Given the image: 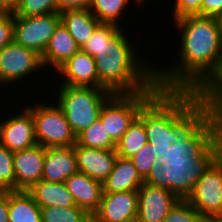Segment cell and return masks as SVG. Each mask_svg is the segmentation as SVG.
<instances>
[{
  "mask_svg": "<svg viewBox=\"0 0 222 222\" xmlns=\"http://www.w3.org/2000/svg\"><path fill=\"white\" fill-rule=\"evenodd\" d=\"M222 154V119L206 113L153 165L144 183L187 199L195 184Z\"/></svg>",
  "mask_w": 222,
  "mask_h": 222,
  "instance_id": "1",
  "label": "cell"
},
{
  "mask_svg": "<svg viewBox=\"0 0 222 222\" xmlns=\"http://www.w3.org/2000/svg\"><path fill=\"white\" fill-rule=\"evenodd\" d=\"M174 21L181 32L180 57L170 69H156V84L161 89L198 91L222 61L221 19L187 15Z\"/></svg>",
  "mask_w": 222,
  "mask_h": 222,
  "instance_id": "2",
  "label": "cell"
},
{
  "mask_svg": "<svg viewBox=\"0 0 222 222\" xmlns=\"http://www.w3.org/2000/svg\"><path fill=\"white\" fill-rule=\"evenodd\" d=\"M197 91L159 88L141 107L148 143L156 154L164 153L206 114Z\"/></svg>",
  "mask_w": 222,
  "mask_h": 222,
  "instance_id": "3",
  "label": "cell"
},
{
  "mask_svg": "<svg viewBox=\"0 0 222 222\" xmlns=\"http://www.w3.org/2000/svg\"><path fill=\"white\" fill-rule=\"evenodd\" d=\"M122 30L119 29L103 44L94 57L100 88H106L113 94L158 90L156 66L153 68L144 59L137 58V48Z\"/></svg>",
  "mask_w": 222,
  "mask_h": 222,
  "instance_id": "4",
  "label": "cell"
},
{
  "mask_svg": "<svg viewBox=\"0 0 222 222\" xmlns=\"http://www.w3.org/2000/svg\"><path fill=\"white\" fill-rule=\"evenodd\" d=\"M58 88L56 105L76 136L99 118L102 106L113 95L100 87L61 85Z\"/></svg>",
  "mask_w": 222,
  "mask_h": 222,
  "instance_id": "5",
  "label": "cell"
},
{
  "mask_svg": "<svg viewBox=\"0 0 222 222\" xmlns=\"http://www.w3.org/2000/svg\"><path fill=\"white\" fill-rule=\"evenodd\" d=\"M45 104L26 106L32 113L37 144L43 147H64L76 144V135L71 130L65 114L56 105Z\"/></svg>",
  "mask_w": 222,
  "mask_h": 222,
  "instance_id": "6",
  "label": "cell"
},
{
  "mask_svg": "<svg viewBox=\"0 0 222 222\" xmlns=\"http://www.w3.org/2000/svg\"><path fill=\"white\" fill-rule=\"evenodd\" d=\"M157 90L135 94H113L102 106L99 118L111 139L117 144L129 126L138 117L140 107Z\"/></svg>",
  "mask_w": 222,
  "mask_h": 222,
  "instance_id": "7",
  "label": "cell"
},
{
  "mask_svg": "<svg viewBox=\"0 0 222 222\" xmlns=\"http://www.w3.org/2000/svg\"><path fill=\"white\" fill-rule=\"evenodd\" d=\"M14 41L43 55L48 42L61 22L60 12L36 16H18L13 13Z\"/></svg>",
  "mask_w": 222,
  "mask_h": 222,
  "instance_id": "8",
  "label": "cell"
},
{
  "mask_svg": "<svg viewBox=\"0 0 222 222\" xmlns=\"http://www.w3.org/2000/svg\"><path fill=\"white\" fill-rule=\"evenodd\" d=\"M186 200L202 217L222 216V154L204 172Z\"/></svg>",
  "mask_w": 222,
  "mask_h": 222,
  "instance_id": "9",
  "label": "cell"
},
{
  "mask_svg": "<svg viewBox=\"0 0 222 222\" xmlns=\"http://www.w3.org/2000/svg\"><path fill=\"white\" fill-rule=\"evenodd\" d=\"M40 68L43 65L39 54L12 41L0 49V88L25 79Z\"/></svg>",
  "mask_w": 222,
  "mask_h": 222,
  "instance_id": "10",
  "label": "cell"
},
{
  "mask_svg": "<svg viewBox=\"0 0 222 222\" xmlns=\"http://www.w3.org/2000/svg\"><path fill=\"white\" fill-rule=\"evenodd\" d=\"M0 144L11 152L37 144L33 115L26 107L22 113L0 121Z\"/></svg>",
  "mask_w": 222,
  "mask_h": 222,
  "instance_id": "11",
  "label": "cell"
},
{
  "mask_svg": "<svg viewBox=\"0 0 222 222\" xmlns=\"http://www.w3.org/2000/svg\"><path fill=\"white\" fill-rule=\"evenodd\" d=\"M138 192L137 217L140 222H163L179 198L168 189L143 183Z\"/></svg>",
  "mask_w": 222,
  "mask_h": 222,
  "instance_id": "12",
  "label": "cell"
},
{
  "mask_svg": "<svg viewBox=\"0 0 222 222\" xmlns=\"http://www.w3.org/2000/svg\"><path fill=\"white\" fill-rule=\"evenodd\" d=\"M46 147L35 146L13 152L15 191H28L42 180Z\"/></svg>",
  "mask_w": 222,
  "mask_h": 222,
  "instance_id": "13",
  "label": "cell"
},
{
  "mask_svg": "<svg viewBox=\"0 0 222 222\" xmlns=\"http://www.w3.org/2000/svg\"><path fill=\"white\" fill-rule=\"evenodd\" d=\"M138 192L103 193L92 222H123L137 217Z\"/></svg>",
  "mask_w": 222,
  "mask_h": 222,
  "instance_id": "14",
  "label": "cell"
},
{
  "mask_svg": "<svg viewBox=\"0 0 222 222\" xmlns=\"http://www.w3.org/2000/svg\"><path fill=\"white\" fill-rule=\"evenodd\" d=\"M69 86L100 87L94 57L81 49L55 71Z\"/></svg>",
  "mask_w": 222,
  "mask_h": 222,
  "instance_id": "15",
  "label": "cell"
},
{
  "mask_svg": "<svg viewBox=\"0 0 222 222\" xmlns=\"http://www.w3.org/2000/svg\"><path fill=\"white\" fill-rule=\"evenodd\" d=\"M79 172L103 183L112 172L117 158L116 150L96 149L74 145Z\"/></svg>",
  "mask_w": 222,
  "mask_h": 222,
  "instance_id": "16",
  "label": "cell"
},
{
  "mask_svg": "<svg viewBox=\"0 0 222 222\" xmlns=\"http://www.w3.org/2000/svg\"><path fill=\"white\" fill-rule=\"evenodd\" d=\"M74 146L46 148L42 180L52 183L65 180L78 173Z\"/></svg>",
  "mask_w": 222,
  "mask_h": 222,
  "instance_id": "17",
  "label": "cell"
},
{
  "mask_svg": "<svg viewBox=\"0 0 222 222\" xmlns=\"http://www.w3.org/2000/svg\"><path fill=\"white\" fill-rule=\"evenodd\" d=\"M68 191L72 194L76 206L92 216L101 203L103 183L78 172L65 180Z\"/></svg>",
  "mask_w": 222,
  "mask_h": 222,
  "instance_id": "18",
  "label": "cell"
},
{
  "mask_svg": "<svg viewBox=\"0 0 222 222\" xmlns=\"http://www.w3.org/2000/svg\"><path fill=\"white\" fill-rule=\"evenodd\" d=\"M80 49L66 26L60 22L41 56L42 65L44 68L47 65V68L54 67L55 72Z\"/></svg>",
  "mask_w": 222,
  "mask_h": 222,
  "instance_id": "19",
  "label": "cell"
},
{
  "mask_svg": "<svg viewBox=\"0 0 222 222\" xmlns=\"http://www.w3.org/2000/svg\"><path fill=\"white\" fill-rule=\"evenodd\" d=\"M144 179L130 159L117 156L112 172L103 182V193L138 191Z\"/></svg>",
  "mask_w": 222,
  "mask_h": 222,
  "instance_id": "20",
  "label": "cell"
},
{
  "mask_svg": "<svg viewBox=\"0 0 222 222\" xmlns=\"http://www.w3.org/2000/svg\"><path fill=\"white\" fill-rule=\"evenodd\" d=\"M60 16L61 22L80 48L101 24L89 8L64 10L60 12Z\"/></svg>",
  "mask_w": 222,
  "mask_h": 222,
  "instance_id": "21",
  "label": "cell"
},
{
  "mask_svg": "<svg viewBox=\"0 0 222 222\" xmlns=\"http://www.w3.org/2000/svg\"><path fill=\"white\" fill-rule=\"evenodd\" d=\"M36 204L42 207H75L76 203L65 182L52 183L40 180L27 191Z\"/></svg>",
  "mask_w": 222,
  "mask_h": 222,
  "instance_id": "22",
  "label": "cell"
},
{
  "mask_svg": "<svg viewBox=\"0 0 222 222\" xmlns=\"http://www.w3.org/2000/svg\"><path fill=\"white\" fill-rule=\"evenodd\" d=\"M9 222H42L41 208L27 191H8Z\"/></svg>",
  "mask_w": 222,
  "mask_h": 222,
  "instance_id": "23",
  "label": "cell"
},
{
  "mask_svg": "<svg viewBox=\"0 0 222 222\" xmlns=\"http://www.w3.org/2000/svg\"><path fill=\"white\" fill-rule=\"evenodd\" d=\"M197 94L206 112L222 119V61Z\"/></svg>",
  "mask_w": 222,
  "mask_h": 222,
  "instance_id": "24",
  "label": "cell"
},
{
  "mask_svg": "<svg viewBox=\"0 0 222 222\" xmlns=\"http://www.w3.org/2000/svg\"><path fill=\"white\" fill-rule=\"evenodd\" d=\"M148 143L144 123L137 117L117 143L116 152L119 157L132 158Z\"/></svg>",
  "mask_w": 222,
  "mask_h": 222,
  "instance_id": "25",
  "label": "cell"
},
{
  "mask_svg": "<svg viewBox=\"0 0 222 222\" xmlns=\"http://www.w3.org/2000/svg\"><path fill=\"white\" fill-rule=\"evenodd\" d=\"M76 143L79 146L108 150H116L117 146L107 133L100 118L76 136Z\"/></svg>",
  "mask_w": 222,
  "mask_h": 222,
  "instance_id": "26",
  "label": "cell"
},
{
  "mask_svg": "<svg viewBox=\"0 0 222 222\" xmlns=\"http://www.w3.org/2000/svg\"><path fill=\"white\" fill-rule=\"evenodd\" d=\"M130 0H90L89 9L101 22L119 25L120 14L126 12ZM128 4V5H127Z\"/></svg>",
  "mask_w": 222,
  "mask_h": 222,
  "instance_id": "27",
  "label": "cell"
},
{
  "mask_svg": "<svg viewBox=\"0 0 222 222\" xmlns=\"http://www.w3.org/2000/svg\"><path fill=\"white\" fill-rule=\"evenodd\" d=\"M42 222H92L85 210L75 207H42Z\"/></svg>",
  "mask_w": 222,
  "mask_h": 222,
  "instance_id": "28",
  "label": "cell"
},
{
  "mask_svg": "<svg viewBox=\"0 0 222 222\" xmlns=\"http://www.w3.org/2000/svg\"><path fill=\"white\" fill-rule=\"evenodd\" d=\"M119 26L121 25L101 23L91 35V38L87 40L85 45L81 48V50L85 53H88L90 56L95 57L102 45L107 43V41L119 29H121Z\"/></svg>",
  "mask_w": 222,
  "mask_h": 222,
  "instance_id": "29",
  "label": "cell"
},
{
  "mask_svg": "<svg viewBox=\"0 0 222 222\" xmlns=\"http://www.w3.org/2000/svg\"><path fill=\"white\" fill-rule=\"evenodd\" d=\"M15 191L13 152L0 144V191Z\"/></svg>",
  "mask_w": 222,
  "mask_h": 222,
  "instance_id": "30",
  "label": "cell"
},
{
  "mask_svg": "<svg viewBox=\"0 0 222 222\" xmlns=\"http://www.w3.org/2000/svg\"><path fill=\"white\" fill-rule=\"evenodd\" d=\"M47 13H57L56 0H19L15 15L36 16Z\"/></svg>",
  "mask_w": 222,
  "mask_h": 222,
  "instance_id": "31",
  "label": "cell"
},
{
  "mask_svg": "<svg viewBox=\"0 0 222 222\" xmlns=\"http://www.w3.org/2000/svg\"><path fill=\"white\" fill-rule=\"evenodd\" d=\"M202 216L186 200L179 199L163 222H200Z\"/></svg>",
  "mask_w": 222,
  "mask_h": 222,
  "instance_id": "32",
  "label": "cell"
},
{
  "mask_svg": "<svg viewBox=\"0 0 222 222\" xmlns=\"http://www.w3.org/2000/svg\"><path fill=\"white\" fill-rule=\"evenodd\" d=\"M156 154L150 143H146L130 160L137 169L139 175L145 179L150 173L151 168L157 162Z\"/></svg>",
  "mask_w": 222,
  "mask_h": 222,
  "instance_id": "33",
  "label": "cell"
},
{
  "mask_svg": "<svg viewBox=\"0 0 222 222\" xmlns=\"http://www.w3.org/2000/svg\"><path fill=\"white\" fill-rule=\"evenodd\" d=\"M202 0H175L173 8V19L187 15H201Z\"/></svg>",
  "mask_w": 222,
  "mask_h": 222,
  "instance_id": "34",
  "label": "cell"
},
{
  "mask_svg": "<svg viewBox=\"0 0 222 222\" xmlns=\"http://www.w3.org/2000/svg\"><path fill=\"white\" fill-rule=\"evenodd\" d=\"M14 41L13 13H0V49Z\"/></svg>",
  "mask_w": 222,
  "mask_h": 222,
  "instance_id": "35",
  "label": "cell"
},
{
  "mask_svg": "<svg viewBox=\"0 0 222 222\" xmlns=\"http://www.w3.org/2000/svg\"><path fill=\"white\" fill-rule=\"evenodd\" d=\"M201 16L222 19V0H202Z\"/></svg>",
  "mask_w": 222,
  "mask_h": 222,
  "instance_id": "36",
  "label": "cell"
},
{
  "mask_svg": "<svg viewBox=\"0 0 222 222\" xmlns=\"http://www.w3.org/2000/svg\"><path fill=\"white\" fill-rule=\"evenodd\" d=\"M90 0H56L57 12L70 9L89 8Z\"/></svg>",
  "mask_w": 222,
  "mask_h": 222,
  "instance_id": "37",
  "label": "cell"
},
{
  "mask_svg": "<svg viewBox=\"0 0 222 222\" xmlns=\"http://www.w3.org/2000/svg\"><path fill=\"white\" fill-rule=\"evenodd\" d=\"M8 191H0V222H9Z\"/></svg>",
  "mask_w": 222,
  "mask_h": 222,
  "instance_id": "38",
  "label": "cell"
},
{
  "mask_svg": "<svg viewBox=\"0 0 222 222\" xmlns=\"http://www.w3.org/2000/svg\"><path fill=\"white\" fill-rule=\"evenodd\" d=\"M19 0H0V13H14Z\"/></svg>",
  "mask_w": 222,
  "mask_h": 222,
  "instance_id": "39",
  "label": "cell"
},
{
  "mask_svg": "<svg viewBox=\"0 0 222 222\" xmlns=\"http://www.w3.org/2000/svg\"><path fill=\"white\" fill-rule=\"evenodd\" d=\"M200 222H222V216L217 217H202Z\"/></svg>",
  "mask_w": 222,
  "mask_h": 222,
  "instance_id": "40",
  "label": "cell"
},
{
  "mask_svg": "<svg viewBox=\"0 0 222 222\" xmlns=\"http://www.w3.org/2000/svg\"><path fill=\"white\" fill-rule=\"evenodd\" d=\"M123 222H140V220L138 219V217H134L132 219H129V220H125Z\"/></svg>",
  "mask_w": 222,
  "mask_h": 222,
  "instance_id": "41",
  "label": "cell"
}]
</instances>
